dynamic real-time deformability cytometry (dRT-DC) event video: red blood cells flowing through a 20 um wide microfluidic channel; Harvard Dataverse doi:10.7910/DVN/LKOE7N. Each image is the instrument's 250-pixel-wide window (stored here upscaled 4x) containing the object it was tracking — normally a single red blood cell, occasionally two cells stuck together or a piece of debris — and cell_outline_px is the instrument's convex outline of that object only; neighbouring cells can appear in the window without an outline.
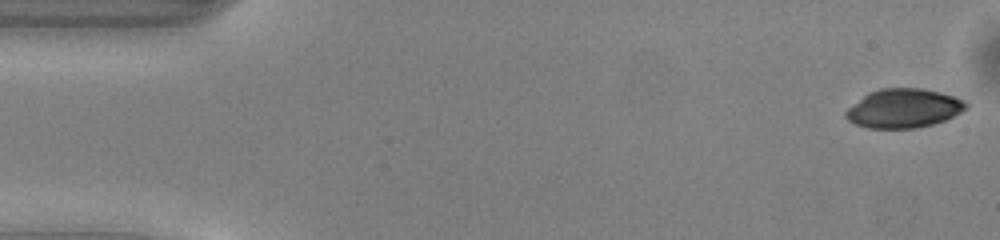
{"species": "common noctule bat (a hibernating species)", "species_latin": "Nyctalus noctula", "temperature_condition": "warm", "stored_images_in_passage": 50, "camera_frame_rate_fps": 3000, "um_per_image_px": 0.085, "animal": {"sex": "male", "body_mass_g": 13.0, "forearm_length_mm": 53.1}, "frame": {"image": 1, "passage_image": 1, "time_ms": 0.0, "image_size_px": [1000, 240], "cell_outline_px": [[968, 108], [944, 120], [932, 124], [916, 128], [868, 128], [856, 124], [848, 120], [844, 116], [844, 112], [848, 108], [868, 92], [880, 88], [920, 88], [940, 92], [964, 100], [968, 104]], "centroid_in_image_um": [76.79, 9.2], "position_along_channel_um": 8.2, "area_um2": 27.22}}
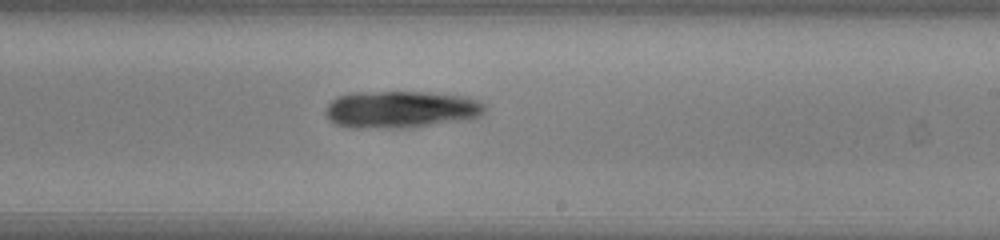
{"frame": {"image": 2, "passage_image": 29, "time_ms": 9.333, "image_size_px": [1000, 240], "cell_outline_px": [[484, 112], [480, 116], [460, 120], [408, 128], [352, 128], [336, 124], [328, 120], [328, 104], [336, 96], [352, 92], [424, 92], [464, 96], [480, 100], [484, 104]], "centroid_in_image_um": [34.06, 9.3], "position_along_channel_um": 254.9, "area_um2": 34.39}}
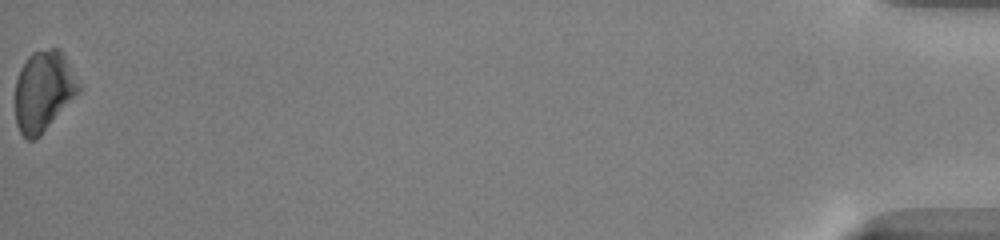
{"frame": {"image": 3, "passage_image": 50, "time_ms": 16.333, "image_size_px": [1000, 240], "cell_outline_px": [[80, 92], [40, 136], [36, 140], [28, 140], [20, 132], [16, 124], [16, 80], [20, 68], [28, 56], [32, 52], [52, 48], [60, 48], [80, 84]], "centroid_in_image_um": [3.7, 7.74], "position_along_channel_um": 431.5, "area_um2": 29.77}}